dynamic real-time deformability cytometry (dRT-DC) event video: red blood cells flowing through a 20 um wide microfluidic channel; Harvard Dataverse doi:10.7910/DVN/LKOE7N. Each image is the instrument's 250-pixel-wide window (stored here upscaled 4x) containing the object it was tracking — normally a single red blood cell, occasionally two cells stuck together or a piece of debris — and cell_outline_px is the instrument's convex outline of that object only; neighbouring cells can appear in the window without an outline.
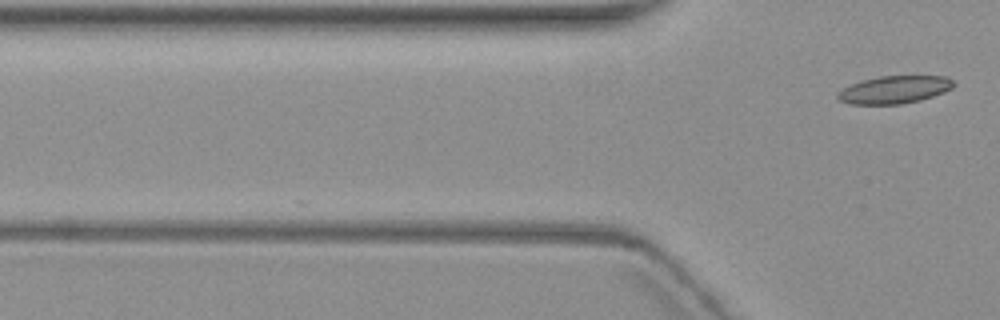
{"species": "common noctule bat (a hibernating species)", "species_latin": "Nyctalus noctula", "temperature_condition": "warm", "stored_images_in_passage": 4, "camera_frame_rate_fps": 3000, "um_per_image_px": 0.085, "animal": {"sex": "female", "body_mass_g": 19.3, "forearm_length_mm": 54.1}, "frame": {"image": 1, "passage_image": 4, "time_ms": 3.667, "image_size_px": [1000, 320], "cell_outline_px": [[956, 84], [952, 88], [944, 92], [920, 100], [900, 104], [852, 104], [840, 100], [836, 96], [836, 92], [840, 88], [860, 80], [880, 76], [944, 76], [952, 80]], "centroid_in_image_um": [75.98, 7.61], "position_along_channel_um": 49.8, "area_um2": 18.79}}